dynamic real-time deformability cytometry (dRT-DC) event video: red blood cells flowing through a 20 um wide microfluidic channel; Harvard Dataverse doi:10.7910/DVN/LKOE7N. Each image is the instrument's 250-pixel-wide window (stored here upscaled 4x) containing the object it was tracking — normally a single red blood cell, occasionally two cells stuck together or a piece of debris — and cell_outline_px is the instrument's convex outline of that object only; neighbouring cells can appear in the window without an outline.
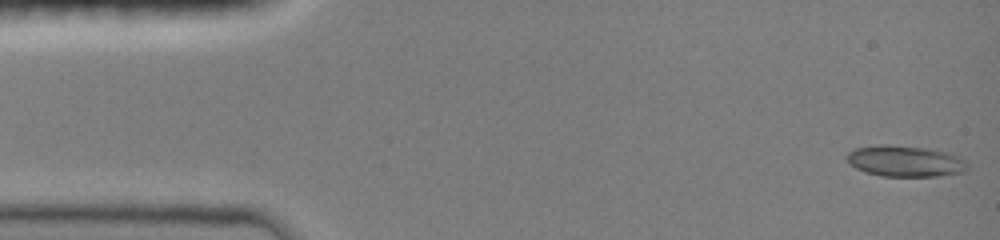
{"species": "common noctule bat (a hibernating species)", "species_latin": "Nyctalus noctula", "temperature_condition": "room temperature", "stored_images_in_passage": 47, "camera_frame_rate_fps": 3000, "um_per_image_px": 0.085, "animal": {"sex": "female", "body_mass_g": 19.0, "forearm_length_mm": 51.5}, "frame": {"image": 1, "passage_image": 1, "time_ms": 0.0, "image_size_px": [1000, 240], "cell_outline_px": [[968, 168], [964, 172], [940, 176], [880, 176], [864, 172], [848, 164], [848, 152], [856, 148], [880, 144], [888, 144], [928, 148], [944, 152], [956, 156], [964, 160], [968, 164]], "centroid_in_image_um": [76.92, 13.7], "position_along_channel_um": 8.1, "area_um2": 21.91}}
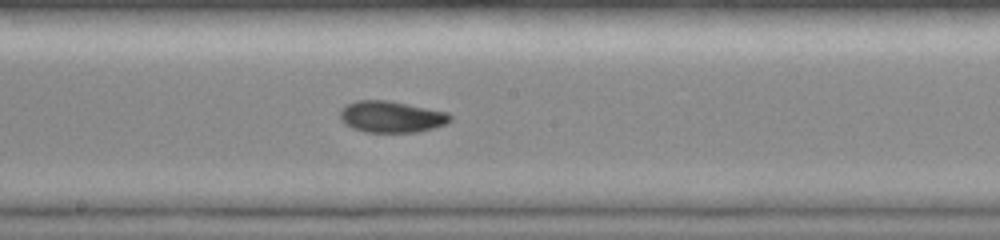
{"frame": {"image": 2, "passage_image": 25, "time_ms": 8.0, "image_size_px": [1000, 240], "cell_outline_px": [[452, 120], [436, 128], [420, 132], [364, 132], [352, 128], [344, 124], [340, 120], [340, 108], [356, 100], [388, 100], [448, 112], [452, 116]], "centroid_in_image_um": [33.26, 9.93], "position_along_channel_um": 214.9, "area_um2": 20.46}}
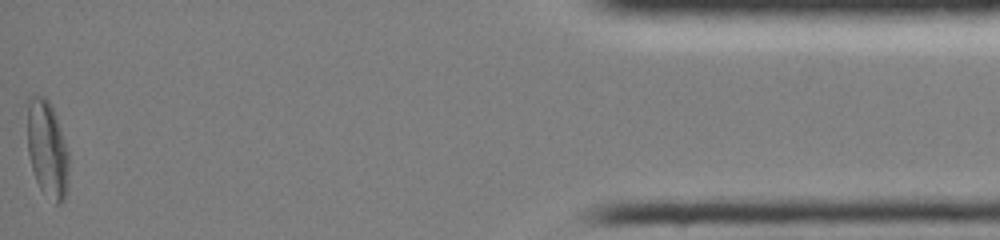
{"frame": {"image": 3, "passage_image": 47, "time_ms": 15.333, "image_size_px": [1000, 240], "cell_outline_px": [[68, 188], [64, 200], [60, 204], [56, 204], [40, 188], [36, 180], [32, 168], [28, 152], [28, 96], [32, 92], [44, 96], [48, 100], [56, 116], [68, 152]], "centroid_in_image_um": [4.01, 12.65], "position_along_channel_um": 431.2, "area_um2": 23.41}, "authors_computed_cell_mechanics": {"area_um2": 20.23, "velocity_mm_per_s": 4.0281, "shape_relaxation_time_tau1_ms": 7.4701, "shape_relaxation_time_tau2_ms": 2.8222, "deformation_change_tau1": 0.1775, "deformation_change_tau2": 0.0572}}